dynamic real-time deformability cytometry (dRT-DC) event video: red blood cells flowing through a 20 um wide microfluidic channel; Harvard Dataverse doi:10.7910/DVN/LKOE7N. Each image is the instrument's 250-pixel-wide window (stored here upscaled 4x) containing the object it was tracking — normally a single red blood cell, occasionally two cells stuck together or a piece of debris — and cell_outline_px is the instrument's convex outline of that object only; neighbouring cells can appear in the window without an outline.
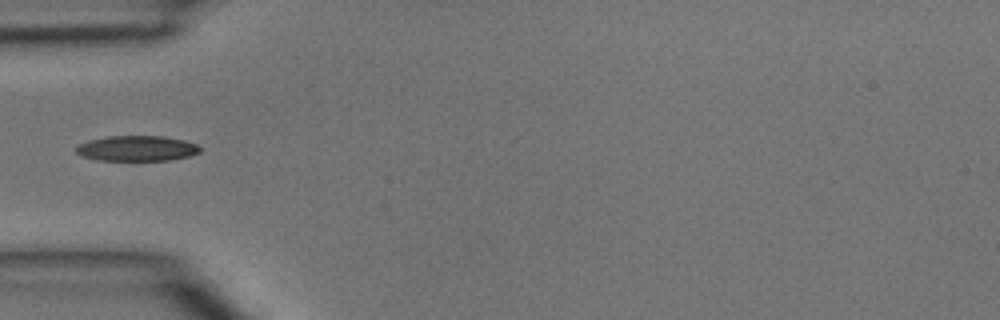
{"species": "common noctule bat (a hibernating species)", "species_latin": "Nyctalus noctula", "temperature_condition": "room temperature", "stored_images_in_passage": 32, "camera_frame_rate_fps": 3000, "um_per_image_px": 0.085, "animal": {"sex": "male", "body_mass_g": 15.6}, "frame": {"image": 1, "passage_image": 1, "time_ms": 0.0, "image_size_px": [1000, 320], "cell_outline_px": [[200, 152], [188, 156], [168, 160], [96, 160], [80, 156], [76, 152], [76, 148], [80, 144], [88, 140], [108, 136], [164, 136], [184, 140], [196, 144], [200, 148]], "centroid_in_image_um": [11.61, 12.61], "position_along_channel_um": 73.4, "area_um2": 18.26}}
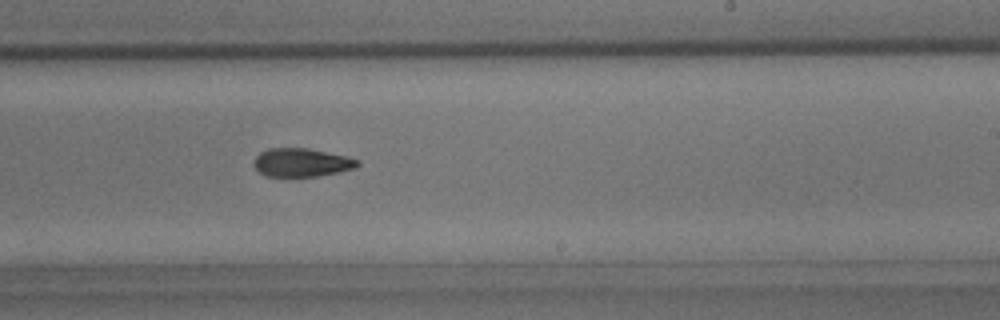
{"frame": {"image": 2, "passage_image": 14, "time_ms": 4.333, "image_size_px": [1000, 320], "cell_outline_px": [[360, 164], [356, 168], [316, 176], [264, 176], [252, 164], [256, 156], [260, 152], [268, 148], [304, 148], [344, 156], [360, 160]], "centroid_in_image_um": [25.6, 13.81], "position_along_channel_um": 263.4, "area_um2": 16.94}}
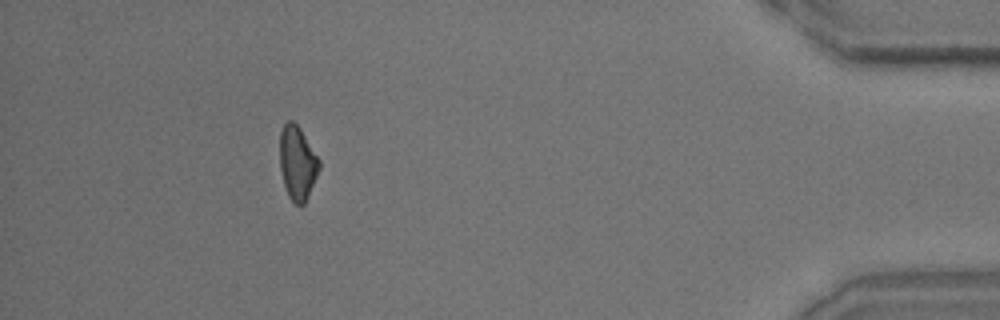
{"frame": {"image": 3, "passage_image": 28, "time_ms": 9.0, "image_size_px": [1000, 320], "cell_outline_px": [[320, 168], [308, 196], [304, 204], [296, 204], [288, 196], [284, 184], [280, 168], [280, 132], [284, 124], [288, 120], [292, 120], [300, 128], [320, 160]], "centroid_in_image_um": [25.28, 13.83], "position_along_channel_um": 409.9, "area_um2": 16.82}}